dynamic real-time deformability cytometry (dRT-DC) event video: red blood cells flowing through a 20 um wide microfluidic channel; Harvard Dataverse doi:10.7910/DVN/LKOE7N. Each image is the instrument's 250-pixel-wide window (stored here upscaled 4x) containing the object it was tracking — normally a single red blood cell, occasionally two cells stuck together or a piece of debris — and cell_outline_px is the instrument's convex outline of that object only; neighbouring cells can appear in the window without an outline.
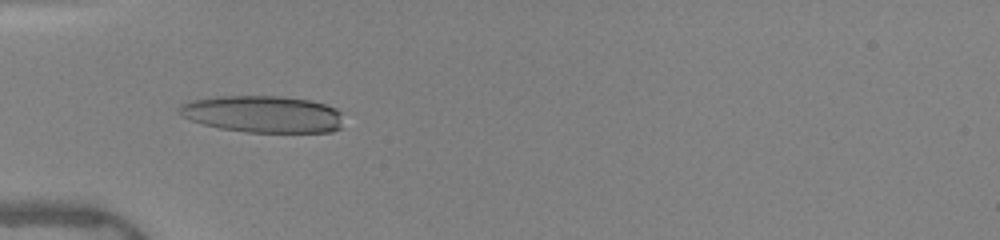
{"species": "human", "species_latin": "Homo sapiens", "temperature_condition": "warm", "stored_images_in_passage": 34, "camera_frame_rate_fps": 3000, "um_per_image_px": 0.085, "donor": {"sex": "female"}, "frame": {"image": 1, "passage_image": 2, "time_ms": 0.333, "image_size_px": [1000, 240], "cell_outline_px": [[340, 128], [332, 132], [244, 132], [220, 128], [204, 124], [180, 116], [180, 104], [192, 100], [216, 96], [280, 96], [312, 100], [336, 108], [340, 112]], "centroid_in_image_um": [22.34, 9.7], "position_along_channel_um": 62.7, "area_um2": 35.26}}
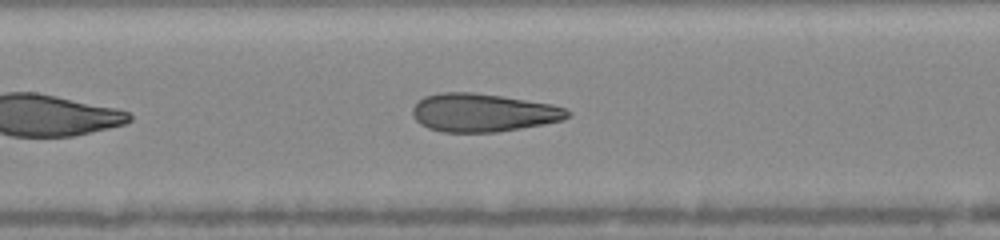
{"frame": {"image": 2, "passage_image": 10, "time_ms": 3.0, "image_size_px": [1000, 240], "cell_outline_px": [[572, 116], [564, 120], [544, 124], [496, 132], [440, 132], [428, 128], [420, 124], [412, 116], [412, 108], [424, 96], [440, 92], [472, 92], [500, 96], [552, 104], [568, 108], [572, 112]], "centroid_in_image_um": [41.08, 9.58], "position_along_channel_um": 166.3, "area_um2": 34.74}}
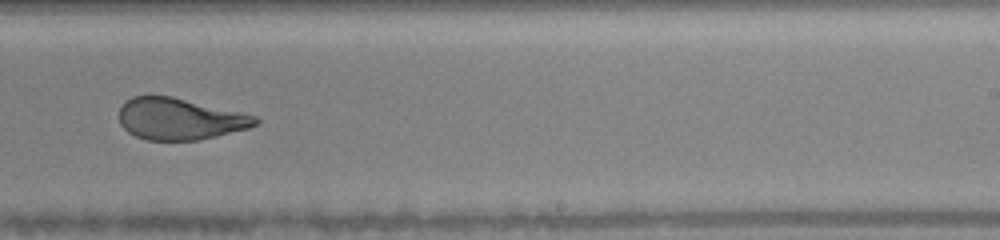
{"frame": {"image": 3, "passage_image": 18, "time_ms": 5.667, "image_size_px": [1000, 240], "cell_outline_px": [[260, 124], [248, 128], [200, 140], [148, 140], [136, 136], [128, 132], [120, 124], [120, 108], [124, 100], [132, 96], [172, 96], [256, 116], [260, 120]], "centroid_in_image_um": [15.27, 10.11], "position_along_channel_um": 273.7, "area_um2": 32.95}, "authors_computed_cell_mechanics": {"area_um2": 35.0268, "velocity_mm_per_s": 4.0505, "shape_relaxation_time_tau1_ms": 6.657, "shape_relaxation_time_tau2_ms": 0.9284, "deformation_change_tau1": 0.2651, "deformation_change_tau2": 0.0989}}